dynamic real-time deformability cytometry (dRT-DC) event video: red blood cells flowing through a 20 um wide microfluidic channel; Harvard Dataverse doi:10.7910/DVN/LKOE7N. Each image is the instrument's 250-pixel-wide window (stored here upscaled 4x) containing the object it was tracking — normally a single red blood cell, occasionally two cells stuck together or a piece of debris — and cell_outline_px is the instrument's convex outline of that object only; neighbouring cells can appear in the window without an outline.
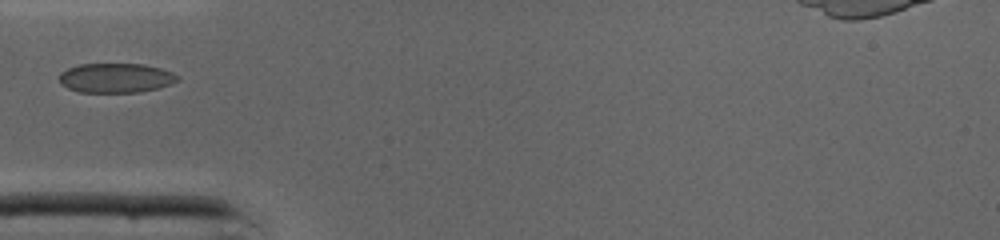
{"species": "common noctule bat (a hibernating species)", "species_latin": "Nyctalus noctula", "temperature_condition": "cold", "stored_images_in_passage": 33, "camera_frame_rate_fps": 3000, "um_per_image_px": 0.085, "animal": {"sex": "male", "body_mass_g": 19.0, "forearm_length_mm": 50.8}, "frame": {"image": 1, "passage_image": 1, "time_ms": 0.0, "image_size_px": [1000, 240], "cell_outline_px": [[180, 80], [172, 84], [160, 88], [140, 92], [80, 92], [68, 88], [60, 84], [60, 72], [68, 68], [80, 64], [144, 64], [160, 68], [172, 72], [180, 76]], "centroid_in_image_um": [9.89, 6.63], "position_along_channel_um": 75.1, "area_um2": 20.52}}
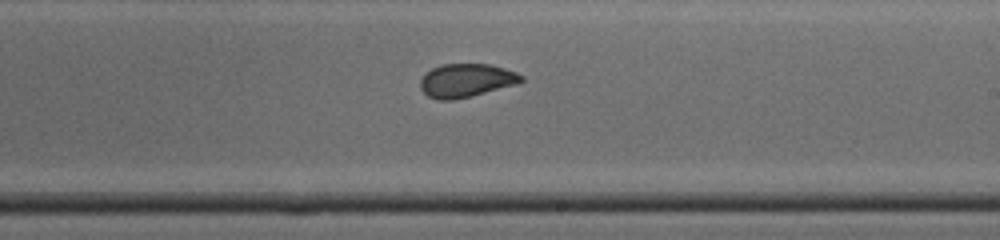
{"frame": {"image": 2, "passage_image": 13, "time_ms": 4.0, "image_size_px": [1000, 240], "cell_outline_px": [[524, 80], [516, 84], [472, 96], [456, 100], [436, 100], [428, 96], [420, 88], [420, 80], [432, 68], [440, 64], [488, 64], [504, 68], [516, 72], [524, 76]], "centroid_in_image_um": [39.63, 6.84], "position_along_channel_um": 249.4, "area_um2": 19.71}}
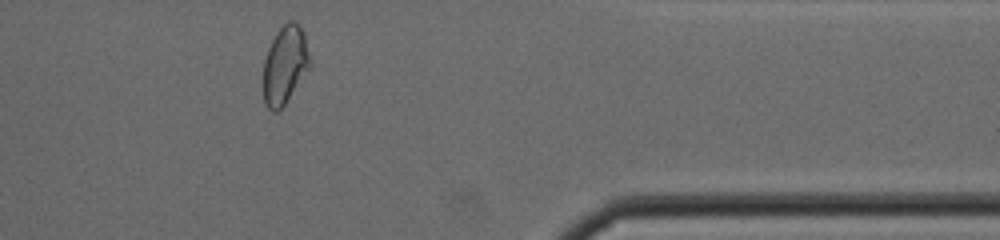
{"frame": {"image": 3, "passage_image": 24, "time_ms": 7.667, "image_size_px": [1000, 240], "cell_outline_px": [[312, 68], [284, 104], [276, 112], [272, 112], [268, 108], [264, 100], [264, 60], [268, 48], [276, 32], [288, 20], [292, 20], [300, 28], [304, 36], [312, 64]], "centroid_in_image_um": [24.24, 5.54], "position_along_channel_um": 387.2, "area_um2": 21.15}}